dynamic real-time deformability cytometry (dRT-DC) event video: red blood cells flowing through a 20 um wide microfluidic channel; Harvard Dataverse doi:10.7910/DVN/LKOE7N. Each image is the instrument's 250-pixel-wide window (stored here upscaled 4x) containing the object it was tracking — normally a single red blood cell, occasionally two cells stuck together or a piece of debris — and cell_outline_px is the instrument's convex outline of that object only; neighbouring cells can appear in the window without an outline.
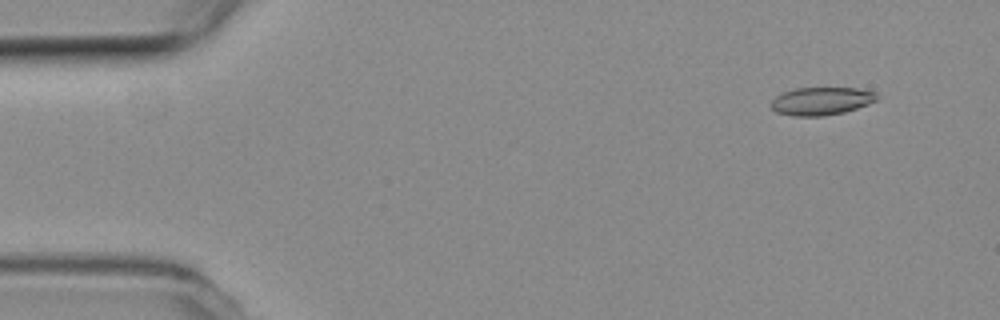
{"species": "common noctule bat (a hibernating species)", "species_latin": "Nyctalus noctula", "temperature_condition": "room temperature", "stored_images_in_passage": 29, "camera_frame_rate_fps": 3000, "um_per_image_px": 0.085, "animal": {"sex": "female", "body_mass_g": 19.3, "forearm_length_mm": 54.1}, "frame": {"image": 1, "passage_image": 5, "time_ms": 1.333, "image_size_px": [1000, 320], "cell_outline_px": [[876, 100], [868, 104], [844, 112], [824, 116], [792, 116], [776, 112], [768, 104], [776, 96], [784, 92], [796, 88], [856, 88], [876, 92]], "centroid_in_image_um": [69.77, 8.6], "position_along_channel_um": 15.2, "area_um2": 17.17}}
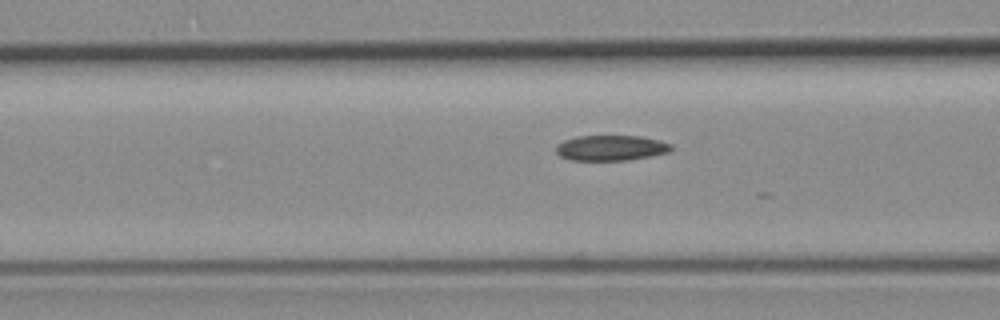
{"frame": {"image": 2, "passage_image": 21, "time_ms": 6.667, "image_size_px": [1000, 320], "cell_outline_px": [[672, 152], [652, 156], [628, 160], [572, 160], [560, 156], [556, 152], [556, 144], [564, 140], [576, 136], [640, 136], [660, 140], [672, 144]], "centroid_in_image_um": [51.96, 12.57], "position_along_channel_um": 114.6, "area_um2": 17.22}}
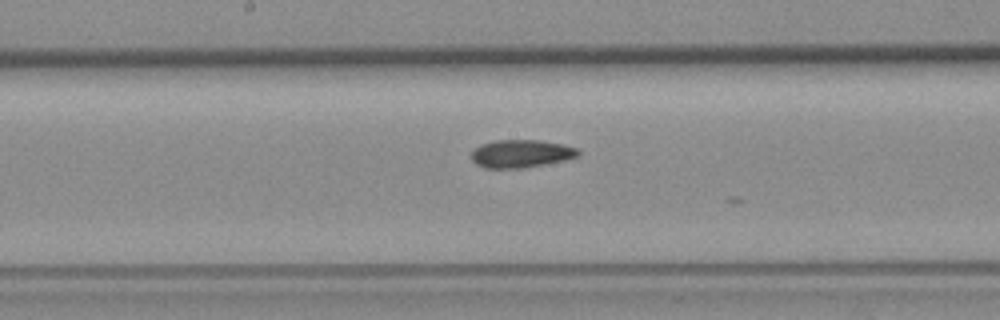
{"frame": {"image": 3, "passage_image": 28, "time_ms": 9.0, "image_size_px": [1000, 320], "cell_outline_px": [[580, 156], [564, 160], [524, 168], [484, 168], [476, 164], [472, 160], [472, 152], [480, 144], [496, 140], [540, 140], [560, 144], [576, 148], [580, 152]], "centroid_in_image_um": [44.28, 13.06], "position_along_channel_um": 203.9, "area_um2": 17.28}}